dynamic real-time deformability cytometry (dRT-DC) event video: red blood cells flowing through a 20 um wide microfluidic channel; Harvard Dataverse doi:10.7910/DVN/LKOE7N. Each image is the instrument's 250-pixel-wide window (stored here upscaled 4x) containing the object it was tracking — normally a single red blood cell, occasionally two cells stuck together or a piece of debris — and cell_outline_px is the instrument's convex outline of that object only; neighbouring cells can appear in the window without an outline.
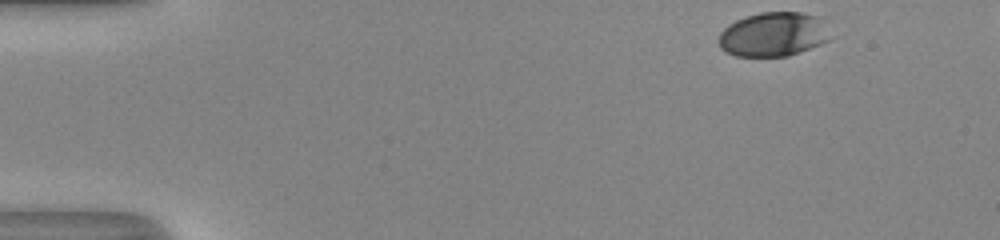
{"species": "human", "species_latin": "Homo sapiens", "temperature_condition": "room temperature", "stored_images_in_passage": 39, "camera_frame_rate_fps": 3000, "um_per_image_px": 0.085, "donor": {"sex": "male"}, "frame": {"image": 1, "passage_image": 1, "time_ms": 0.0, "image_size_px": [1000, 240], "cell_outline_px": [[828, 40], [820, 44], [788, 56], [736, 56], [724, 52], [720, 48], [720, 32], [728, 24], [736, 20], [760, 12], [800, 12], [816, 16]], "centroid_in_image_um": [65.61, 2.93], "position_along_channel_um": 19.4, "area_um2": 27.98}}
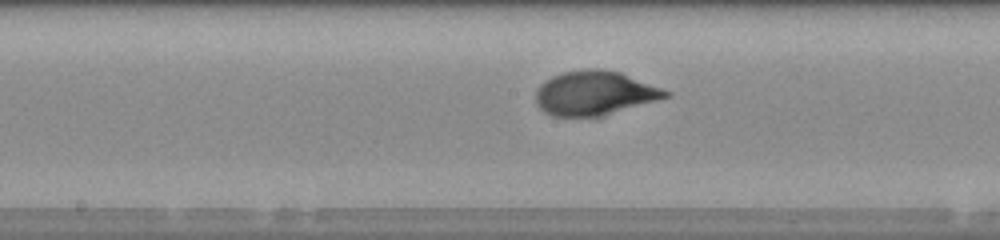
{"frame": {"image": 2, "passage_image": 23, "time_ms": 7.333, "image_size_px": [1000, 240], "cell_outline_px": [[672, 96], [600, 116], [552, 116], [544, 112], [536, 104], [536, 92], [540, 84], [552, 76], [564, 72], [584, 68], [600, 68], [620, 72], [672, 92]], "centroid_in_image_um": [50.54, 7.9], "position_along_channel_um": 197.7, "area_um2": 33.41}}
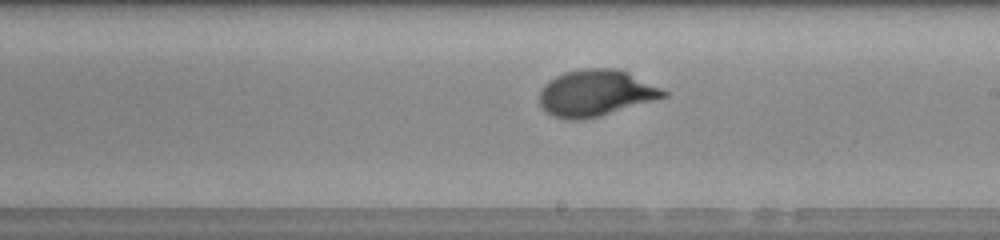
{"frame": {"image": 3, "passage_image": 26, "time_ms": 8.333, "image_size_px": [1000, 240], "cell_outline_px": [[668, 96], [600, 116], [580, 120], [568, 120], [552, 116], [540, 104], [540, 92], [556, 76], [564, 72], [584, 68], [616, 68], [628, 72], [668, 92]], "centroid_in_image_um": [50.66, 7.91], "position_along_channel_um": 238.3, "area_um2": 33.12}, "authors_computed_cell_mechanics": {"area_um2": 32.3102, "velocity_mm_per_s": 4.0818, "shape_relaxation_time_tau1_ms": 3.066, "shape_relaxation_time_tau2_ms": null, "deformation_change_tau1": 0.1822, "deformation_change_tau2": null}}